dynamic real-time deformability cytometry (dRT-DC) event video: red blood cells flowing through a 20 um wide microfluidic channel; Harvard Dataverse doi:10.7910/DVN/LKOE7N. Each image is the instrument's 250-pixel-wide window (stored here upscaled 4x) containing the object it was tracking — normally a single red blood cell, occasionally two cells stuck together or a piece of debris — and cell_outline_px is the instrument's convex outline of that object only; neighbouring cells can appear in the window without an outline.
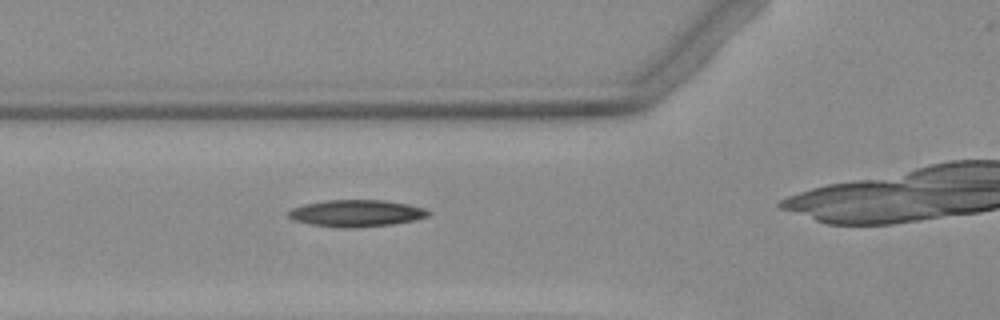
{"species": "Egyptian fruit bat (a non-hibernating species)", "species_latin": "Rousettus aegyptiacus", "temperature_condition": "warm", "stored_images_in_passage": 3, "camera_frame_rate_fps": 3000, "um_per_image_px": 0.085, "animal": {"sex": "female"}, "frame": {"image": 1, "passage_image": 3, "time_ms": 2.333, "image_size_px": [1000, 320], "cell_outline_px": [[432, 212], [428, 216], [412, 220], [392, 224], [356, 228], [340, 228], [308, 224], [292, 220], [288, 216], [288, 212], [292, 208], [304, 204], [328, 200], [384, 200], [408, 204], [424, 208]], "centroid_in_image_um": [30.26, 18.13], "position_along_channel_um": 95.5, "area_um2": 21.96}}